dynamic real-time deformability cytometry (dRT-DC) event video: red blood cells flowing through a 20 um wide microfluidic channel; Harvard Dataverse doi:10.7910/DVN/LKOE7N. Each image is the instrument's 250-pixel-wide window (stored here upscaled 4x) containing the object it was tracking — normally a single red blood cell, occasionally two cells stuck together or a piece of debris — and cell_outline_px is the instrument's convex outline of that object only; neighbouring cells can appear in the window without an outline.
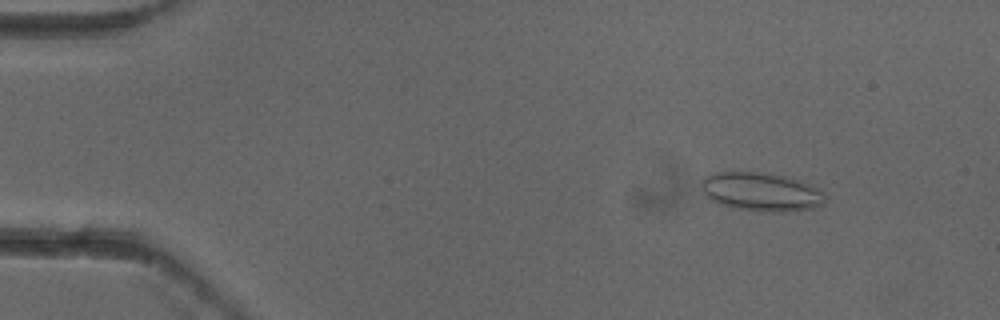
{"species": "common noctule bat (a hibernating species)", "species_latin": "Nyctalus noctula", "temperature_condition": "cold", "stored_images_in_passage": 5, "camera_frame_rate_fps": 3000, "um_per_image_px": 0.085, "animal": {"sex": "female"}, "frame": {"image": 1, "passage_image": 2, "time_ms": 0.333, "image_size_px": [1000, 320], "cell_outline_px": [[824, 204], [812, 208], [780, 212], [760, 212], [736, 208], [720, 204], [712, 200], [704, 192], [700, 184], [704, 176], [716, 172], [756, 172], [784, 176], [800, 180], [824, 192]], "centroid_in_image_um": [64.69, 16.31], "position_along_channel_um": 20.3, "area_um2": 27.69}}